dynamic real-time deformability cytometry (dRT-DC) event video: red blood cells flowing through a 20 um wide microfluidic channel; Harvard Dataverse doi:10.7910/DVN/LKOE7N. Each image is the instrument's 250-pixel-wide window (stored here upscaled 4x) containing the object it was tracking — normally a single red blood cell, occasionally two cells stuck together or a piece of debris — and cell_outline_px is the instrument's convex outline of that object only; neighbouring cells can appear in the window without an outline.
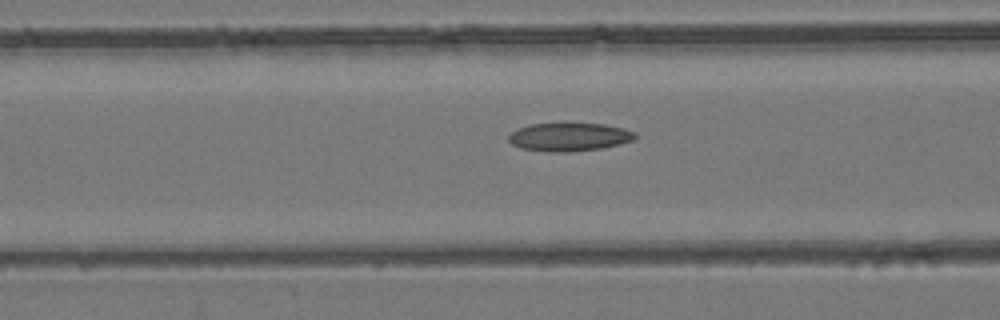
{"species": "common noctule bat (a hibernating species)", "species_latin": "Nyctalus noctula", "temperature_condition": "room temperature", "stored_images_in_passage": 34, "camera_frame_rate_fps": 3000, "um_per_image_px": 0.085, "animal": {"sex": "female", "body_mass_g": 24.6, "forearm_length_mm": 56.2}, "frame": {"image": 1, "passage_image": 22, "time_ms": 7.0, "image_size_px": [1000, 320], "cell_outline_px": [[636, 140], [604, 148], [568, 152], [548, 152], [520, 148], [512, 144], [508, 140], [508, 132], [516, 128], [532, 124], [564, 120], [568, 120], [604, 124], [624, 128], [636, 132]], "centroid_in_image_um": [48.37, 11.59], "position_along_channel_um": 118.2, "area_um2": 22.2}}
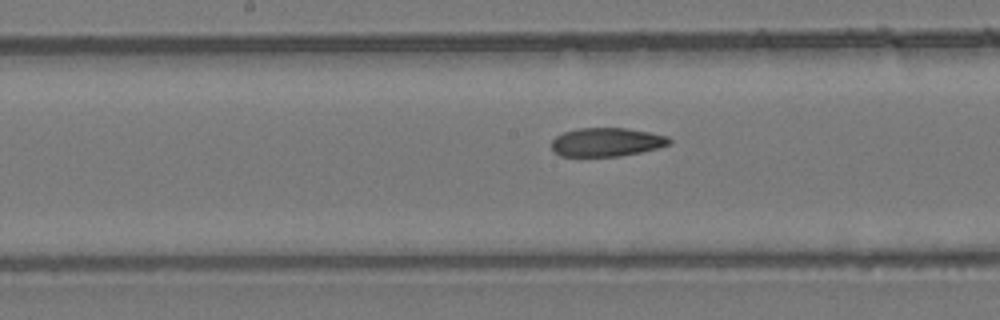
{"frame": {"image": 2, "passage_image": 28, "time_ms": 9.0, "image_size_px": [1000, 320], "cell_outline_px": [[672, 144], [640, 152], [620, 156], [560, 156], [552, 148], [552, 140], [556, 136], [564, 132], [580, 128], [624, 128], [648, 132], [668, 136], [672, 140]], "centroid_in_image_um": [51.58, 12.08], "position_along_channel_um": 196.6, "area_um2": 19.54}}
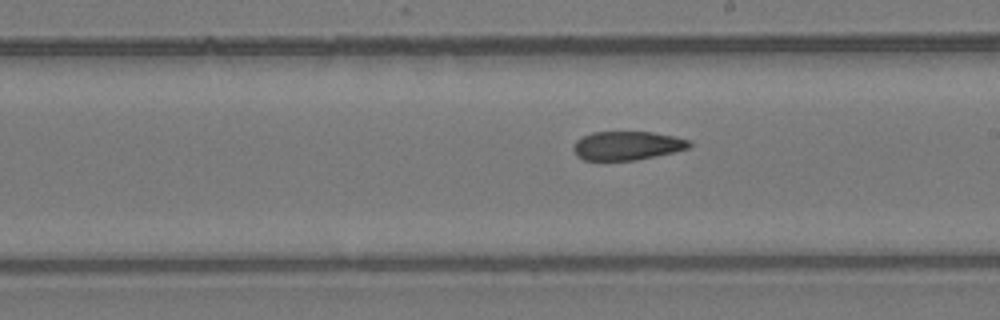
{"frame": {"image": 3, "passage_image": 31, "time_ms": 10.0, "image_size_px": [1000, 320], "cell_outline_px": [[692, 144], [688, 148], [656, 156], [636, 160], [584, 160], [576, 156], [572, 148], [572, 144], [576, 140], [592, 132], [652, 132], [692, 140]], "centroid_in_image_um": [53.28, 12.38], "position_along_channel_um": 235.7, "area_um2": 19.48}}